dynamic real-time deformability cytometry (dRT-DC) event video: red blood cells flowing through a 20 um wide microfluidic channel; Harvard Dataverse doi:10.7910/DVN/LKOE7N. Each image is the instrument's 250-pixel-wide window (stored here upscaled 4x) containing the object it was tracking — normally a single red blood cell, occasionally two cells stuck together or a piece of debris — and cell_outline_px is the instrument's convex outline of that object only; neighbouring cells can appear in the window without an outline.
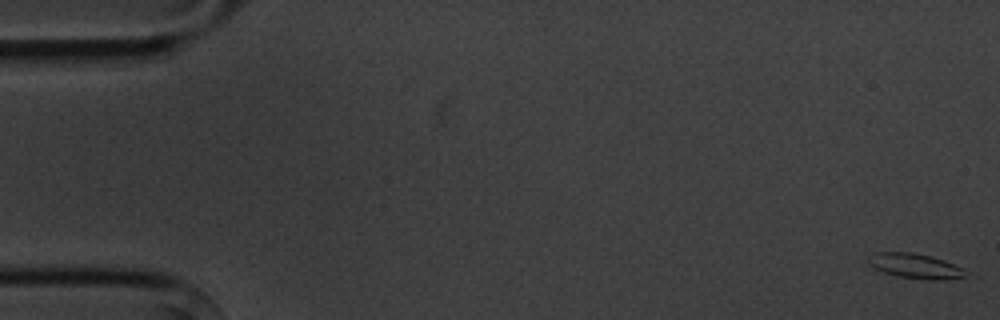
{"species": "common noctule bat (a hibernating species)", "species_latin": "Nyctalus noctula", "temperature_condition": "cold", "stored_images_in_passage": 5, "camera_frame_rate_fps": 3000, "um_per_image_px": 0.085, "animal": {"sex": "male", "body_mass_g": 20.1, "forearm_length_mm": 53.5}, "frame": {"image": 1, "passage_image": 1, "time_ms": 0.0, "image_size_px": [1000, 320], "cell_outline_px": [[964, 276], [944, 280], [928, 280], [900, 276], [884, 272], [868, 264], [868, 256], [876, 252], [912, 252], [944, 260], [964, 268]], "centroid_in_image_um": [77.78, 22.6], "position_along_channel_um": 7.2, "area_um2": 13.87}}